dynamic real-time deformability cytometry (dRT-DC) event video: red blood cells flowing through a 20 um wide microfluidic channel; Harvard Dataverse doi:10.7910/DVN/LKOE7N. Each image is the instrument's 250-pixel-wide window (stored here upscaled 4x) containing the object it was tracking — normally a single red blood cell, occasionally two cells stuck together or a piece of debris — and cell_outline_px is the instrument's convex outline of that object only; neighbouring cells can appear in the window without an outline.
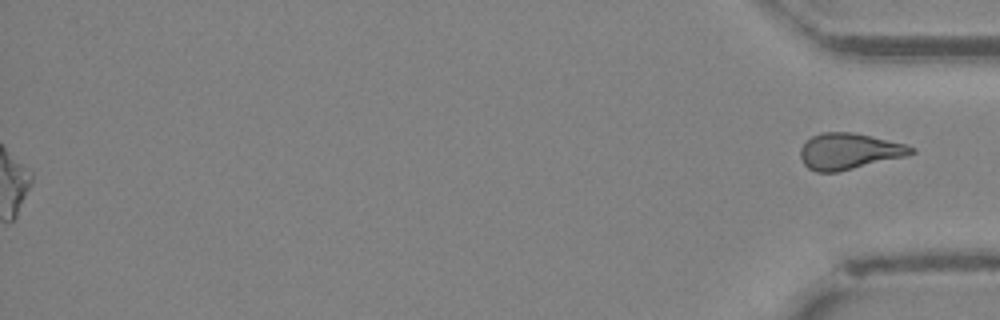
{"species": "Egyptian fruit bat (a non-hibernating species)", "species_latin": "Rousettus aegyptiacus", "temperature_condition": "cold", "stored_images_in_passage": 36, "segment_of_instrument_passage": [2, 2], "camera_frame_rate_fps": 3000, "um_per_image_px": 0.085, "animal": {"sex": "female"}, "frame": {"image": 1, "passage_image": 36, "time_ms": 11.667, "image_size_px": [1000, 320], "cell_outline_px": [[916, 152], [908, 156], [840, 172], [816, 172], [808, 168], [804, 164], [800, 156], [800, 148], [812, 136], [820, 132], [852, 132], [872, 136], [904, 144], [916, 148]], "centroid_in_image_um": [72.19, 12.87], "position_along_channel_um": 363.0, "area_um2": 23.58}}